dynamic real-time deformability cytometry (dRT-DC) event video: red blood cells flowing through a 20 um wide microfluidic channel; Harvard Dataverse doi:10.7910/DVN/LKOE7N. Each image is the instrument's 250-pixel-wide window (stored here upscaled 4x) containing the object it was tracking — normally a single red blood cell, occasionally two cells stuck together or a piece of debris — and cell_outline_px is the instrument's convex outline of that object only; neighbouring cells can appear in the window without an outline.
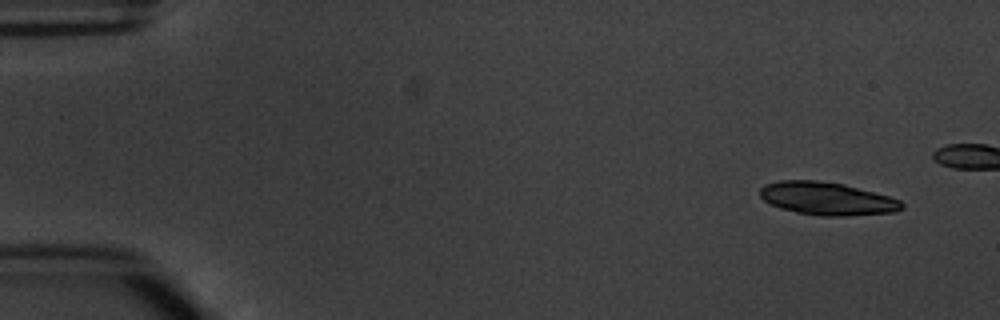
{"species": "common noctule bat (a hibernating species)", "species_latin": "Nyctalus noctula", "temperature_condition": "warm", "stored_images_in_passage": 4, "camera_frame_rate_fps": 3000, "um_per_image_px": 0.085, "animal": {"sex": "male", "body_mass_g": 20.1, "forearm_length_mm": 53.5}, "frame": {"image": 1, "passage_image": 1, "time_ms": 0.0, "image_size_px": [1000, 320], "cell_outline_px": [[904, 208], [896, 212], [844, 216], [820, 216], [796, 212], [780, 208], [764, 200], [760, 196], [760, 188], [764, 184], [780, 180], [816, 180], [844, 184], [888, 196], [900, 200], [904, 204]], "centroid_in_image_um": [70.3, 16.88], "position_along_channel_um": 14.7, "area_um2": 27.22}}